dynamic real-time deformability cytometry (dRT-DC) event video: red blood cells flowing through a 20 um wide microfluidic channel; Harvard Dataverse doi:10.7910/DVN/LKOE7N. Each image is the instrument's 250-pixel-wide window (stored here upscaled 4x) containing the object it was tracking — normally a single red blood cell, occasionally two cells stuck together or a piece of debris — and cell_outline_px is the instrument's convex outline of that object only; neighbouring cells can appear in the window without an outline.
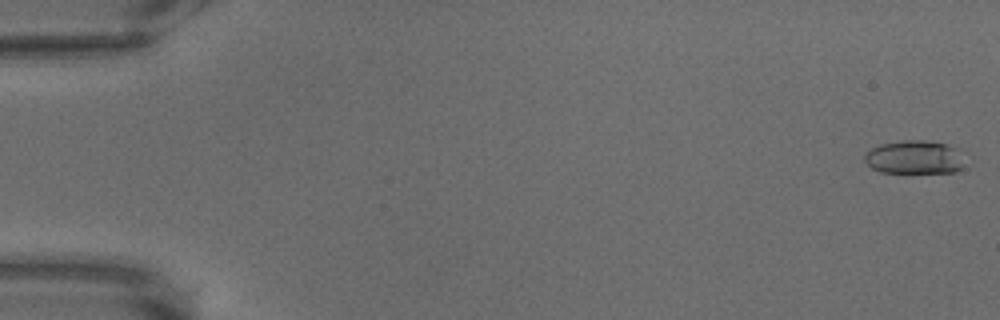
{"species": "common noctule bat (a hibernating species)", "species_latin": "Nyctalus noctula", "temperature_condition": "warm", "stored_images_in_passage": 8, "camera_frame_rate_fps": 3000, "um_per_image_px": 0.085, "animal": {"sex": "male", "body_mass_g": 18.8}, "frame": {"image": 1, "passage_image": 2, "time_ms": 0.333, "image_size_px": [1000, 320], "cell_outline_px": [[960, 168], [952, 172], [880, 172], [872, 168], [864, 160], [864, 156], [872, 148], [880, 144], [904, 140], [924, 140], [944, 144], [952, 148], [960, 164]], "centroid_in_image_um": [77.57, 13.37], "position_along_channel_um": 7.4, "area_um2": 18.55}}